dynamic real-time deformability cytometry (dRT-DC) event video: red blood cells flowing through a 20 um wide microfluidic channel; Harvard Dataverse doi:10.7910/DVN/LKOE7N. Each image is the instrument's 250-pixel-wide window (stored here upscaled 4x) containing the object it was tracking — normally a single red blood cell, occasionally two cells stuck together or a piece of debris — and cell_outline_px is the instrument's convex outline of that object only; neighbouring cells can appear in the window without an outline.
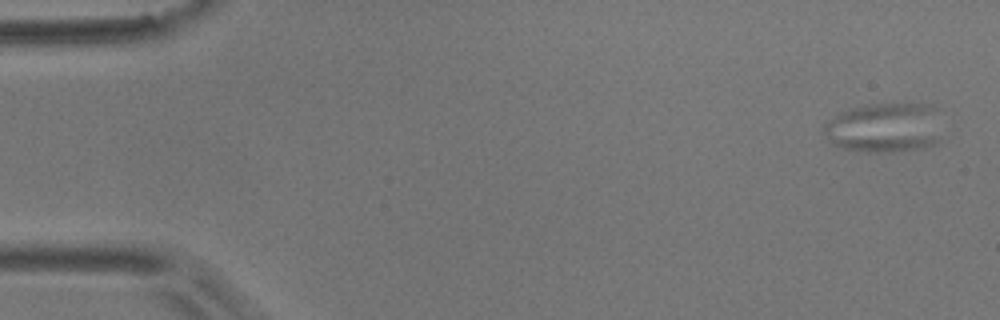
{"species": "common noctule bat (a hibernating species)", "species_latin": "Nyctalus noctula", "temperature_condition": "room temperature", "stored_images_in_passage": 7, "camera_frame_rate_fps": 3000, "um_per_image_px": 0.085, "animal": {"sex": "male", "body_mass_g": 17.9}, "frame": {"image": 1, "passage_image": 1, "time_ms": 0.0, "image_size_px": [1000, 320], "cell_outline_px": [[940, 140], [936, 144], [924, 148], [888, 152], [868, 152], [844, 148], [832, 144], [828, 140], [824, 132], [824, 124], [828, 120], [840, 112], [852, 108], [868, 104], [936, 104]], "centroid_in_image_um": [75.2, 10.85], "position_along_channel_um": 9.8, "area_um2": 34.45}}